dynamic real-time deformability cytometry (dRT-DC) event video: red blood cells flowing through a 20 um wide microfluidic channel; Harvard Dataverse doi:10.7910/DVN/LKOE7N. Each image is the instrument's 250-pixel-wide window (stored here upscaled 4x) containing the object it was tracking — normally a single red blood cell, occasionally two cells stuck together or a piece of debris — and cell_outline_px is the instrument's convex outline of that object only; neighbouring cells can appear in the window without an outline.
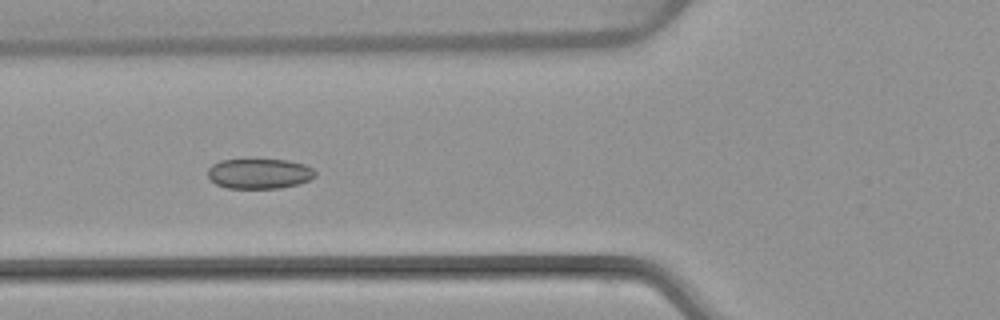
{"species": "common noctule bat (a hibernating species)", "species_latin": "Nyctalus noctula", "temperature_condition": "warm", "stored_images_in_passage": 6, "camera_frame_rate_fps": 3000, "um_per_image_px": 0.085, "animal": {"sex": "female", "body_mass_g": 22.7, "forearm_length_mm": 54.2}, "frame": {"image": 1, "passage_image": 5, "time_ms": 4.667, "image_size_px": [1000, 320], "cell_outline_px": [[316, 176], [308, 180], [296, 184], [280, 188], [228, 188], [216, 184], [208, 176], [208, 168], [212, 164], [220, 160], [244, 156], [288, 160], [304, 164], [312, 168], [316, 172]], "centroid_in_image_um": [22.0, 14.69], "position_along_channel_um": 103.8, "area_um2": 19.71}}
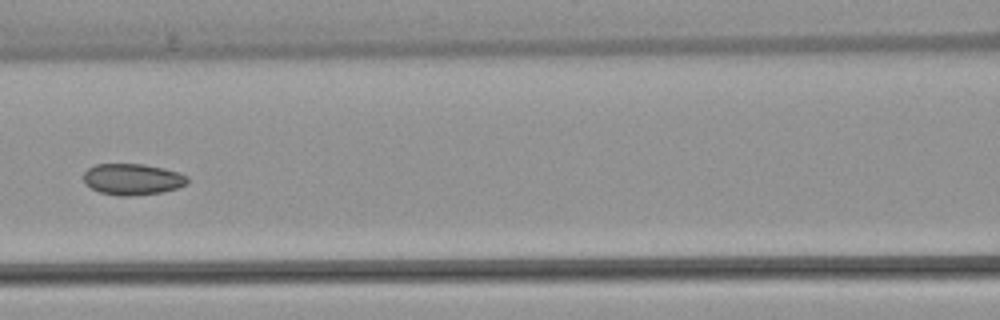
{"frame": {"image": 2, "passage_image": 6, "time_ms": 6.0, "image_size_px": [1000, 320], "cell_outline_px": [[188, 184], [176, 188], [160, 192], [128, 196], [120, 196], [100, 192], [84, 184], [84, 172], [88, 168], [96, 164], [144, 164], [164, 168], [180, 172], [188, 176]], "centroid_in_image_um": [11.27, 15.22], "position_along_channel_um": 155.3, "area_um2": 18.96}}